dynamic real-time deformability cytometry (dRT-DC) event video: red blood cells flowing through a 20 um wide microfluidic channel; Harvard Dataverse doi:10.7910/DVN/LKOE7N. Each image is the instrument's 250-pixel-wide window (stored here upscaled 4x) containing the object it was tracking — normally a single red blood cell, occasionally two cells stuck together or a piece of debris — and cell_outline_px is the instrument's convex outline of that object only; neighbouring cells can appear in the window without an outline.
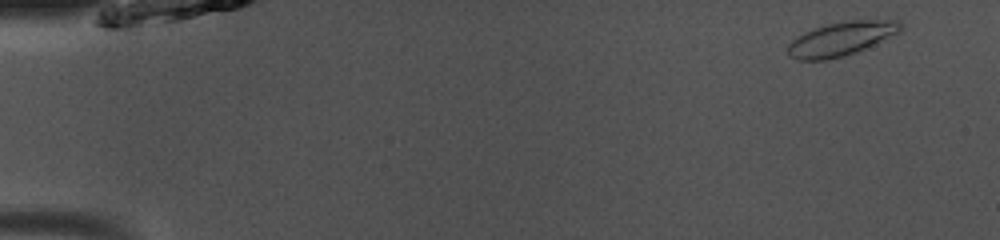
{"species": "common noctule bat (a hibernating species)", "species_latin": "Nyctalus noctula", "temperature_condition": "room temperature", "stored_images_in_passage": 48, "camera_frame_rate_fps": 3000, "um_per_image_px": 0.085, "animal": {"sex": "male", "body_mass_g": 13.0, "forearm_length_mm": 53.1}, "frame": {"image": 1, "passage_image": 2, "time_ms": 0.333, "image_size_px": [1000, 240], "cell_outline_px": [[904, 28], [900, 32], [864, 48], [844, 56], [824, 60], [796, 60], [788, 56], [788, 44], [792, 40], [804, 32], [828, 24], [852, 20], [900, 20], [904, 24]], "centroid_in_image_um": [71.51, 3.29], "position_along_channel_um": 13.5, "area_um2": 22.08}}
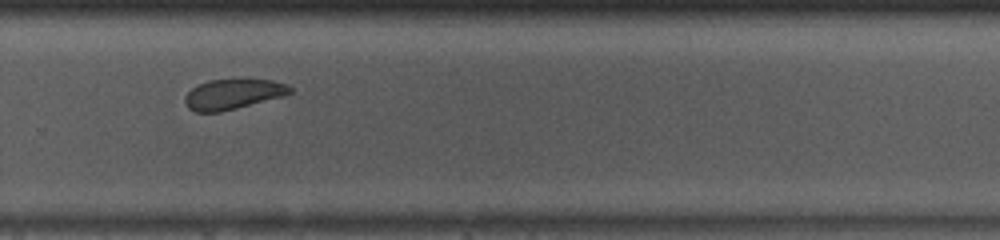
{"frame": {"image": 2, "passage_image": 33, "time_ms": 10.667, "image_size_px": [1000, 240], "cell_outline_px": [[292, 92], [284, 96], [220, 112], [196, 112], [188, 108], [184, 100], [188, 92], [192, 88], [208, 80], [272, 80], [284, 84], [292, 88]], "centroid_in_image_um": [19.79, 8.01], "position_along_channel_um": 310.0, "area_um2": 18.15}}
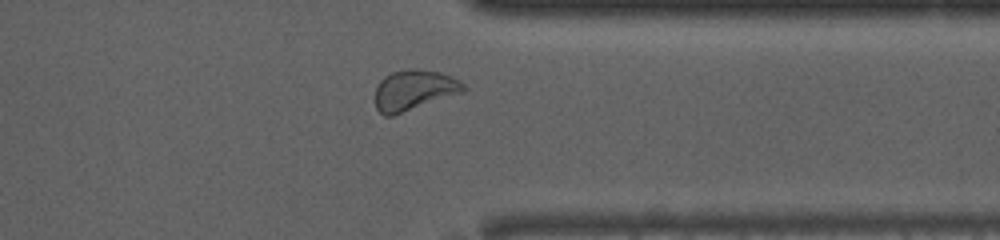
{"frame": {"image": 3, "passage_image": 38, "time_ms": 12.333, "image_size_px": [1000, 240], "cell_outline_px": [[468, 88], [464, 92], [392, 116], [384, 116], [376, 108], [376, 88], [380, 80], [384, 76], [392, 72], [412, 68], [416, 68], [440, 72], [460, 80]], "centroid_in_image_um": [35.21, 7.65], "position_along_channel_um": 376.2, "area_um2": 20.87}, "authors_computed_cell_mechanics": {"area_um2": 20.4323, "velocity_mm_per_s": 4.0425, "shape_relaxation_time_tau1_ms": null, "shape_relaxation_time_tau2_ms": 4.4296, "deformation_change_tau1": null, "deformation_change_tau2": 0.097}}